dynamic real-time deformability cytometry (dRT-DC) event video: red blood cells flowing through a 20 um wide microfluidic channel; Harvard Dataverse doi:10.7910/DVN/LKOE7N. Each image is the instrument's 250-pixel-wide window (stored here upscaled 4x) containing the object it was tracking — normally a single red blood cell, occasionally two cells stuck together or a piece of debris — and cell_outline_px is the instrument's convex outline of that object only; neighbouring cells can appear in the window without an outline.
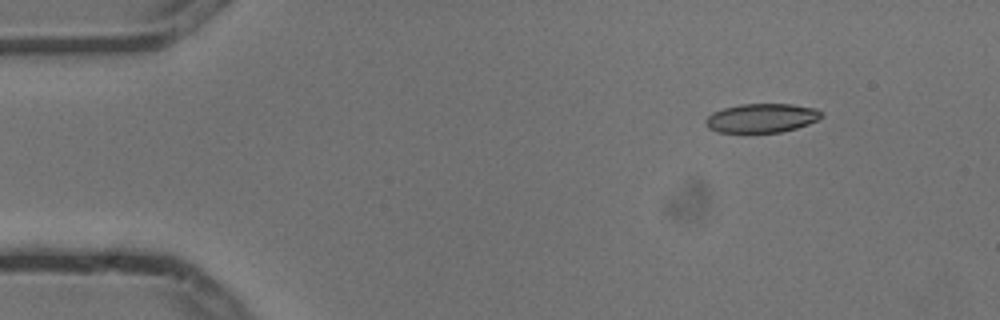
{"species": "common noctule bat (a hibernating species)", "species_latin": "Nyctalus noctula", "temperature_condition": "cold", "stored_images_in_passage": 4, "segment_of_instrument_passage": [2, 2], "camera_frame_rate_fps": 3000, "um_per_image_px": 0.085, "animal": {"sex": "male", "body_mass_g": 13.3}, "frame": {"image": 1, "passage_image": 4, "time_ms": 1.0, "image_size_px": [1000, 320], "cell_outline_px": [[824, 116], [820, 120], [796, 128], [780, 132], [716, 132], [708, 128], [704, 124], [704, 120], [712, 112], [724, 108], [740, 104], [792, 104], [816, 108], [824, 112]], "centroid_in_image_um": [64.77, 10.03], "position_along_channel_um": 20.2, "area_um2": 19.83}}